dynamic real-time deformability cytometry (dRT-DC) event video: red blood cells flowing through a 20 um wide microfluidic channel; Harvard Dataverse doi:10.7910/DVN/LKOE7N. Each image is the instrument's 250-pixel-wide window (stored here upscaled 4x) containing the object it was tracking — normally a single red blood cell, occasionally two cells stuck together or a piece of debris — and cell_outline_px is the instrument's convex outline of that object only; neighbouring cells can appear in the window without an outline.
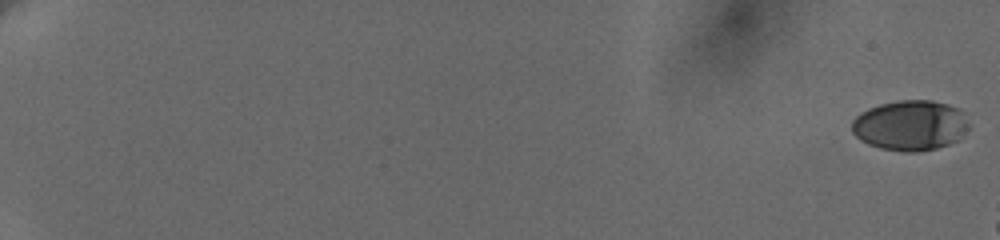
{"species": "human", "species_latin": "Homo sapiens", "temperature_condition": "cold", "stored_images_in_passage": 19, "camera_frame_rate_fps": 3000, "um_per_image_px": 0.085, "donor": {"sex": "female"}, "frame": {"image": 1, "passage_image": 1, "time_ms": 0.0, "image_size_px": [1000, 240], "cell_outline_px": [[968, 128], [960, 140], [936, 148], [916, 152], [904, 152], [880, 148], [868, 144], [860, 140], [852, 132], [852, 120], [860, 112], [868, 108], [880, 104], [900, 100], [932, 100], [948, 104], [960, 108], [968, 124]], "centroid_in_image_um": [77.37, 10.66], "position_along_channel_um": 7.6, "area_um2": 34.51}}